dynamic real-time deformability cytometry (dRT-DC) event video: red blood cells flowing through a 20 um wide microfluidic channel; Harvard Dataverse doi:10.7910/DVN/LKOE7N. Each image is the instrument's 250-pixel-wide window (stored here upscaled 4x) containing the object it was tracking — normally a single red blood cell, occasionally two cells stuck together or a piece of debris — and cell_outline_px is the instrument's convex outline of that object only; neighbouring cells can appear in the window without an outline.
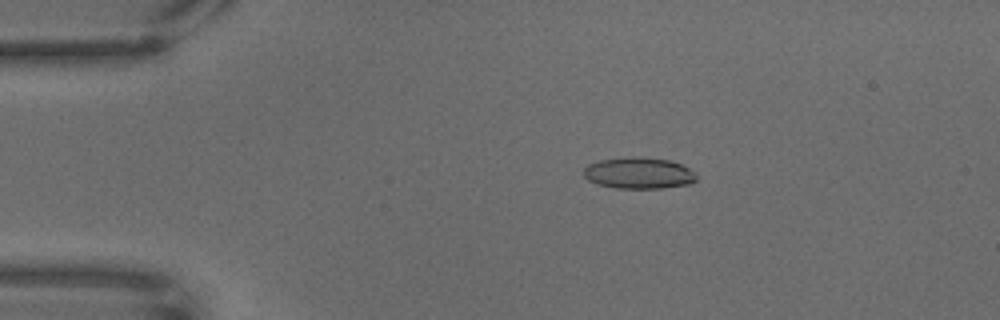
{"species": "common noctule bat (a hibernating species)", "species_latin": "Nyctalus noctula", "temperature_condition": "warm", "stored_images_in_passage": 68, "camera_frame_rate_fps": 3000, "um_per_image_px": 0.085, "animal": {"sex": "male", "body_mass_g": 18.8}, "frame": {"image": 1, "passage_image": 13, "time_ms": 4.0, "image_size_px": [1000, 320], "cell_outline_px": [[696, 180], [688, 184], [664, 188], [616, 188], [596, 184], [588, 180], [584, 176], [584, 168], [588, 164], [600, 160], [636, 156], [668, 160], [680, 164], [688, 168], [696, 176]], "centroid_in_image_um": [54.26, 14.72], "position_along_channel_um": 30.7, "area_um2": 20.46}}
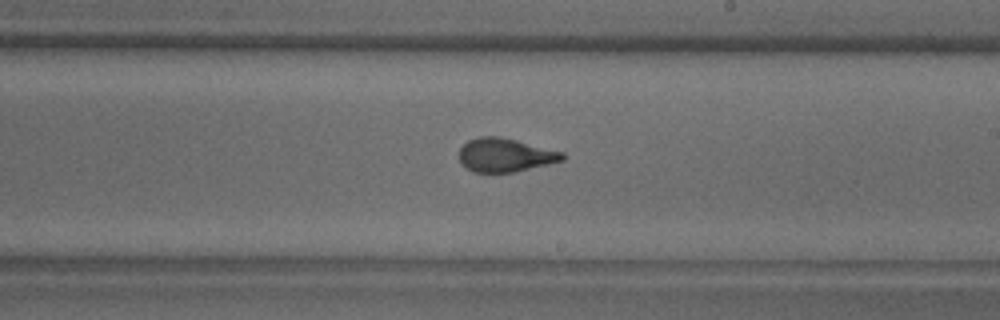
{"frame": {"image": 2, "passage_image": 40, "time_ms": 13.0, "image_size_px": [1000, 320], "cell_outline_px": [[564, 160], [548, 164], [512, 172], [472, 172], [460, 160], [460, 148], [468, 140], [480, 136], [500, 136], [564, 152]], "centroid_in_image_um": [42.94, 13.17], "position_along_channel_um": 246.1, "area_um2": 20.0}}
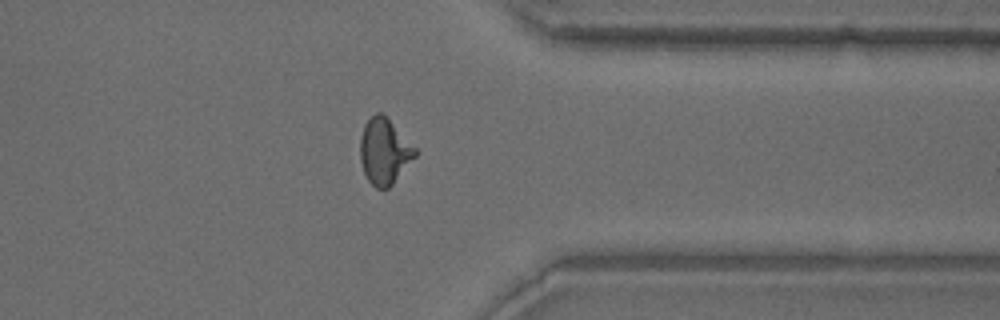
{"frame": {"image": 3, "passage_image": 54, "time_ms": 17.667, "image_size_px": [1000, 320], "cell_outline_px": [[416, 156], [392, 184], [388, 188], [376, 188], [368, 180], [364, 172], [360, 160], [360, 136], [364, 124], [376, 112], [380, 112], [416, 148]], "centroid_in_image_um": [32.64, 12.88], "position_along_channel_um": 378.8, "area_um2": 20.63}}